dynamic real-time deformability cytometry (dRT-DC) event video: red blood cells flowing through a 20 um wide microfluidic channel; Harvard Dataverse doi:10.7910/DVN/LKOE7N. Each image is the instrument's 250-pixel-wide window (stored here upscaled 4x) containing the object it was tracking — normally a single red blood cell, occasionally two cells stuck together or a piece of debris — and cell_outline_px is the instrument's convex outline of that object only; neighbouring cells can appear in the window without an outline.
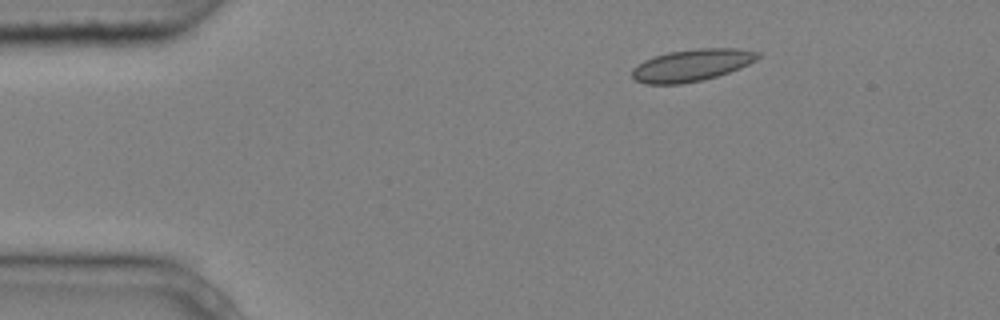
{"species": "common noctule bat (a hibernating species)", "species_latin": "Nyctalus noctula", "temperature_condition": "cold", "stored_images_in_passage": 3, "camera_frame_rate_fps": 3000, "um_per_image_px": 0.085, "animal": {"sex": "male", "body_mass_g": 20.4}, "frame": {"image": 1, "passage_image": 1, "time_ms": 0.0, "image_size_px": [1000, 320], "cell_outline_px": [[760, 56], [756, 60], [740, 68], [716, 76], [700, 80], [680, 84], [644, 84], [636, 80], [632, 76], [632, 68], [644, 60], [668, 52], [696, 48], [736, 48], [760, 52]], "centroid_in_image_um": [58.79, 5.53], "position_along_channel_um": 26.2, "area_um2": 23.35}}